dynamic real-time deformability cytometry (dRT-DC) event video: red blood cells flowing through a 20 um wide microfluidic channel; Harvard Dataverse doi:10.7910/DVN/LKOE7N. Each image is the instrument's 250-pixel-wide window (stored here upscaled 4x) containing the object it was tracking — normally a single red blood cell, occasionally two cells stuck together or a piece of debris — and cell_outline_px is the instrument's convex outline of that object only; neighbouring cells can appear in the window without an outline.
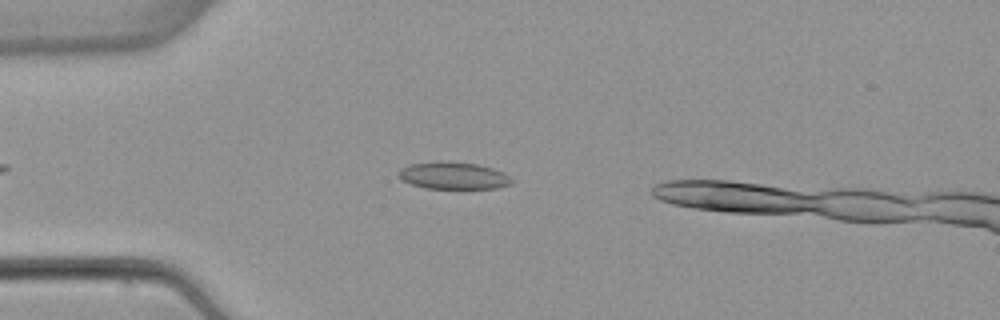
{"species": "common noctule bat (a hibernating species)", "species_latin": "Nyctalus noctula", "temperature_condition": "warm", "stored_images_in_passage": 41, "camera_frame_rate_fps": 3000, "um_per_image_px": 0.085, "animal": {"sex": "female", "body_mass_g": 22.7, "forearm_length_mm": 54.2}, "frame": {"image": 1, "passage_image": 10, "time_ms": 3.0, "image_size_px": [1000, 320], "cell_outline_px": [[512, 184], [496, 188], [424, 188], [412, 184], [404, 180], [396, 172], [400, 168], [408, 164], [440, 160], [448, 160], [476, 164], [492, 168], [504, 172], [512, 180]], "centroid_in_image_um": [38.51, 14.9], "position_along_channel_um": 46.5, "area_um2": 18.03}}
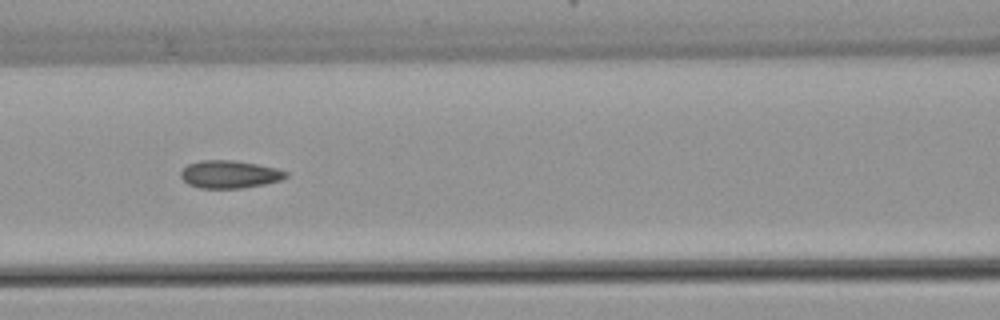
{"frame": {"image": 2, "passage_image": 19, "time_ms": 6.0, "image_size_px": [1000, 320], "cell_outline_px": [[288, 176], [280, 180], [264, 184], [244, 188], [200, 188], [188, 184], [180, 176], [180, 172], [188, 164], [200, 160], [232, 160], [256, 164], [276, 168], [288, 172]], "centroid_in_image_um": [19.5, 14.82], "position_along_channel_um": 147.1, "area_um2": 16.94}}
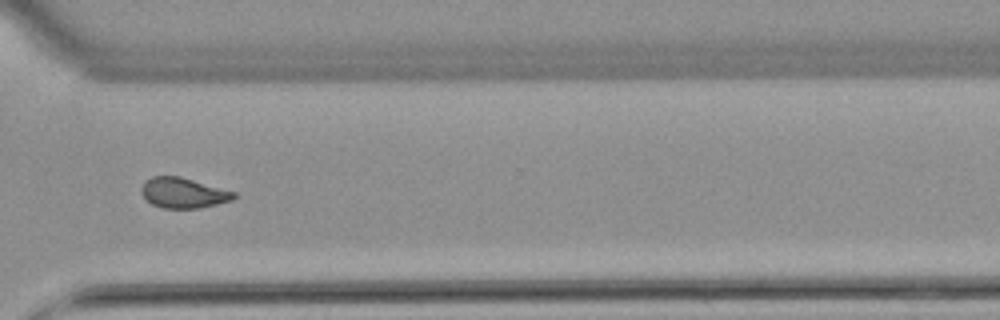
{"frame": {"image": 3, "passage_image": 35, "time_ms": 11.333, "image_size_px": [1000, 320], "cell_outline_px": [[236, 196], [232, 200], [200, 208], [164, 208], [152, 204], [140, 192], [140, 188], [144, 180], [152, 176], [180, 176], [236, 192]], "centroid_in_image_um": [15.56, 16.38], "position_along_channel_um": 355.0, "area_um2": 16.36}, "authors_computed_cell_mechanics": {"area_um2": 16.9354, "velocity_mm_per_s": 3.901, "shape_relaxation_time_tau1_ms": null, "shape_relaxation_time_tau2_ms": 1.7672, "deformation_change_tau1": null, "deformation_change_tau2": 0.0659}}